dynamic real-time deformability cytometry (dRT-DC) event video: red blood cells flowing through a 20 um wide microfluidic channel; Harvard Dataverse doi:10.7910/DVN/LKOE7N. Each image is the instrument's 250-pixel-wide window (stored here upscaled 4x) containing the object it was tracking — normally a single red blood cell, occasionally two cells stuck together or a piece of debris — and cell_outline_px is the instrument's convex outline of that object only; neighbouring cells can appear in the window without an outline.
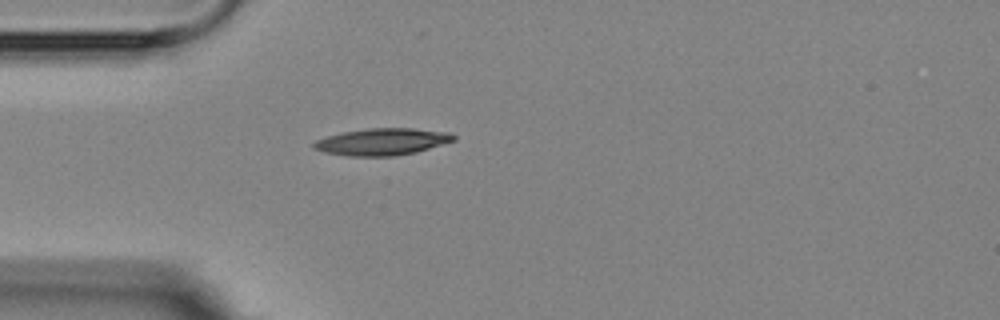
{"species": "Egyptian fruit bat (a non-hibernating species)", "species_latin": "Rousettus aegyptiacus", "temperature_condition": "room temperature", "stored_images_in_passage": 4, "camera_frame_rate_fps": 3000, "um_per_image_px": 0.085, "animal": {"sex": "female"}, "frame": {"image": 1, "passage_image": 4, "time_ms": 4.333, "image_size_px": [1000, 320], "cell_outline_px": [[456, 140], [416, 152], [392, 156], [348, 156], [324, 152], [312, 148], [312, 144], [316, 140], [328, 136], [344, 132], [368, 128], [416, 128], [448, 132], [456, 136]], "centroid_in_image_um": [32.49, 12.04], "position_along_channel_um": 52.5, "area_um2": 21.91}}